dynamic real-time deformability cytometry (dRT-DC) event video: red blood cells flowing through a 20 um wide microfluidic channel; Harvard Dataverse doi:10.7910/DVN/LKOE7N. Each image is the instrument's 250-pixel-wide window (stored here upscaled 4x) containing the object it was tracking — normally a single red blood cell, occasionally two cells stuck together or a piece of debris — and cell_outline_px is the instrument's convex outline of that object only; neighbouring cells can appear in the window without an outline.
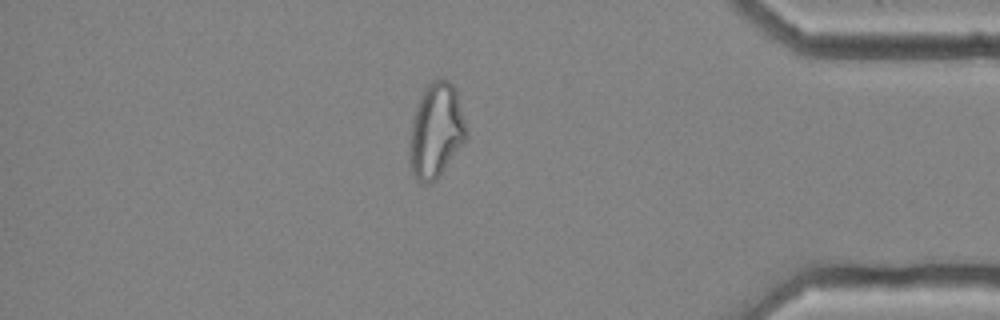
{"species": "common noctule bat (a hibernating species)", "species_latin": "Nyctalus noctula", "temperature_condition": "cold", "stored_images_in_passage": 56, "camera_frame_rate_fps": 3000, "um_per_image_px": 0.085, "animal": {"sex": "female", "body_mass_g": 25.1}, "frame": {"image": 1, "passage_image": 48, "time_ms": 15.667, "image_size_px": [1000, 320], "cell_outline_px": [[468, 136], [440, 176], [432, 184], [420, 184], [416, 180], [412, 172], [412, 120], [416, 108], [428, 84], [432, 80], [448, 80], [456, 88], [468, 128]], "centroid_in_image_um": [37.13, 11.13], "position_along_channel_um": 398.1, "area_um2": 30.81}}